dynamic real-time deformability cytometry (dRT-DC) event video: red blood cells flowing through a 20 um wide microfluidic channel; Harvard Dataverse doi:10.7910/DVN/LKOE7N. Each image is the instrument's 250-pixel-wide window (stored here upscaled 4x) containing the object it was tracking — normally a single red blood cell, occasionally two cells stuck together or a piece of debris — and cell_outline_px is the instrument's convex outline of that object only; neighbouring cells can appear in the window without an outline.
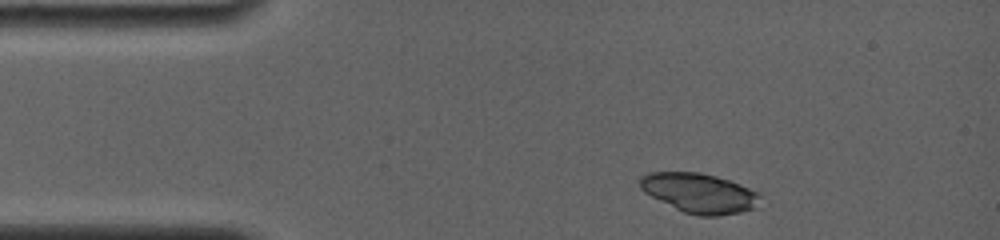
{"species": "common noctule bat (a hibernating species)", "species_latin": "Nyctalus noctula", "temperature_condition": "room temperature", "stored_images_in_passage": 2, "camera_frame_rate_fps": 4000, "um_per_image_px": 0.085, "animal": {"sex": "female", "body_mass_g": 19.0, "forearm_length_mm": 56.7}, "frame": {"image": 1, "passage_image": 1, "time_ms": 0.0, "image_size_px": [1000, 240], "cell_outline_px": [[760, 196], [756, 208], [740, 212], [720, 216], [696, 216], [684, 212], [644, 192], [640, 188], [640, 176], [648, 172], [700, 172], [716, 176], [740, 184], [760, 192]], "centroid_in_image_um": [59.46, 16.41], "position_along_channel_um": 25.5, "area_um2": 27.74}}